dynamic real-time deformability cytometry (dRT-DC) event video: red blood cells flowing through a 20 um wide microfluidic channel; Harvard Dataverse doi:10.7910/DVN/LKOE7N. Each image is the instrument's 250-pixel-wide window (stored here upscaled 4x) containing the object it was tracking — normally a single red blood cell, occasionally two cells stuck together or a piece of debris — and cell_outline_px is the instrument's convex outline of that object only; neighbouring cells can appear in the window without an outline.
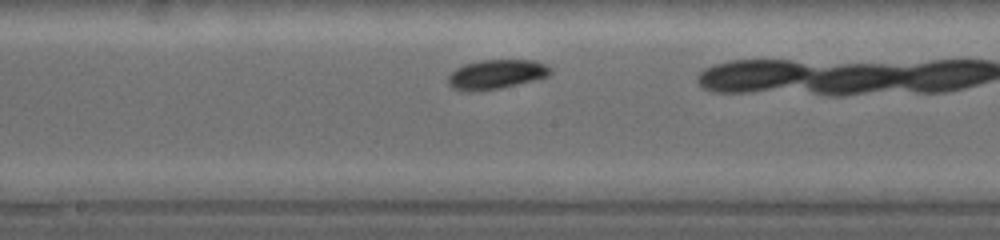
{"species": "common noctule bat (a hibernating species)", "species_latin": "Nyctalus noctula", "temperature_condition": "warm", "stored_images_in_passage": 22, "camera_frame_rate_fps": 5000, "um_per_image_px": 0.085, "animal": {"sex": "female", "body_mass_g": 19.0, "forearm_length_mm": 53.3}, "frame": {"image": 1, "passage_image": 10, "time_ms": 3.4, "image_size_px": [1000, 240], "cell_outline_px": [[552, 72], [548, 76], [540, 80], [480, 92], [464, 92], [452, 88], [448, 84], [448, 76], [456, 68], [464, 64], [480, 60], [532, 60], [544, 64], [552, 68]], "centroid_in_image_um": [42.19, 6.34], "position_along_channel_um": 206.0, "area_um2": 17.98}}